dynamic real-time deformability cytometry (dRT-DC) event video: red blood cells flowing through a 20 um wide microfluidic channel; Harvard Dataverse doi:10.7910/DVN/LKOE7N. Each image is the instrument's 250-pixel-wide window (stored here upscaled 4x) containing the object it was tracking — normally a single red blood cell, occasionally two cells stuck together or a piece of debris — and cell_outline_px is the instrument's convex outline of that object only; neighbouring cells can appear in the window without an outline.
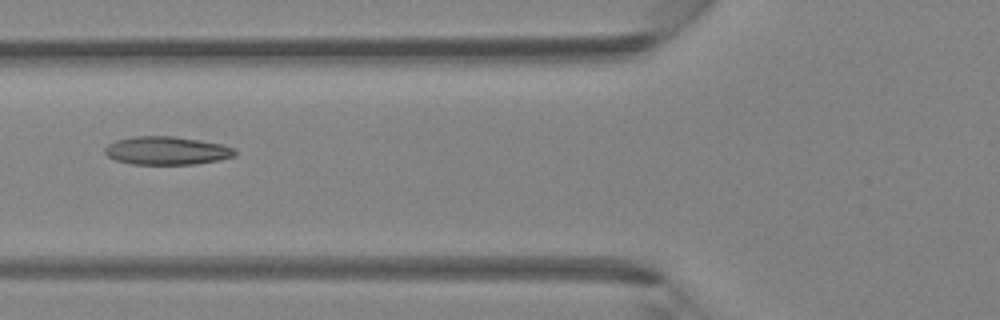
{"species": "Egyptian fruit bat (a non-hibernating species)", "species_latin": "Rousettus aegyptiacus", "temperature_condition": "room temperature", "stored_images_in_passage": 3, "camera_frame_rate_fps": 3000, "um_per_image_px": 0.085, "animal": {"sex": "female"}, "frame": {"image": 1, "passage_image": 2, "time_ms": 0.333, "image_size_px": [1000, 320], "cell_outline_px": [[236, 156], [220, 160], [196, 164], [132, 164], [116, 160], [108, 156], [104, 152], [104, 148], [108, 144], [116, 140], [136, 136], [172, 136], [200, 140], [224, 144], [236, 148]], "centroid_in_image_um": [14.22, 12.8], "position_along_channel_um": 111.6, "area_um2": 21.56}}
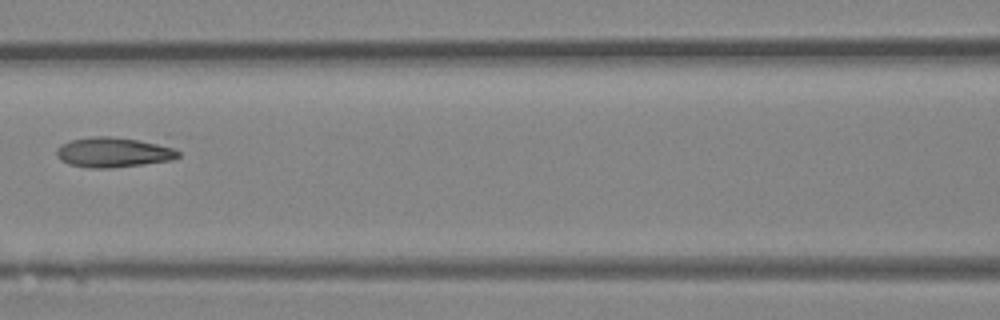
{"frame": {"image": 2, "passage_image": 3, "time_ms": 0.667, "image_size_px": [1000, 320], "cell_outline_px": [[180, 156], [172, 160], [144, 164], [108, 168], [88, 168], [68, 164], [60, 160], [56, 156], [56, 148], [60, 144], [72, 140], [92, 136], [108, 136], [136, 140], [156, 144], [172, 148], [180, 152]], "centroid_in_image_um": [9.56, 12.96], "position_along_channel_um": 157.0, "area_um2": 21.1}}